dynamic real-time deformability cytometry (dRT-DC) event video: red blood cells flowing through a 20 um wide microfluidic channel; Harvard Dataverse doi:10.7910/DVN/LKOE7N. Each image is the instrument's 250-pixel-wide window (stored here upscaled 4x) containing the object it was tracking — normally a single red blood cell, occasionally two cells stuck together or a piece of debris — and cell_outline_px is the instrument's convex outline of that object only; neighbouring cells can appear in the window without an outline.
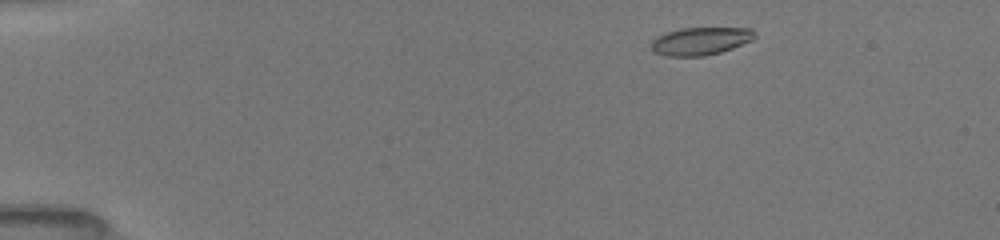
{"species": "common noctule bat (a hibernating species)", "species_latin": "Nyctalus noctula", "temperature_condition": "room temperature", "stored_images_in_passage": 24, "camera_frame_rate_fps": 3000, "um_per_image_px": 0.085, "animal": {"sex": "female", "body_mass_g": 19.5, "forearm_length_mm": 54.1}, "frame": {"image": 1, "passage_image": 3, "time_ms": 0.667, "image_size_px": [1000, 240], "cell_outline_px": [[756, 36], [752, 40], [732, 48], [720, 52], [704, 56], [664, 56], [656, 52], [652, 48], [652, 40], [656, 36], [680, 28], [752, 28], [756, 32]], "centroid_in_image_um": [59.56, 3.48], "position_along_channel_um": 25.4, "area_um2": 16.7}}
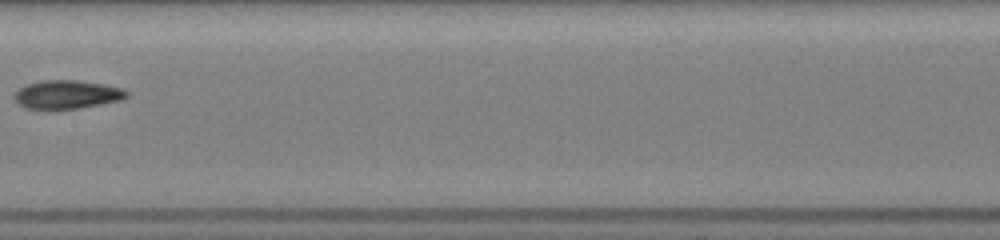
{"frame": {"image": 2, "passage_image": 15, "time_ms": 7.333, "image_size_px": [1000, 240], "cell_outline_px": [[128, 96], [120, 100], [80, 108], [24, 108], [12, 96], [24, 84], [40, 80], [76, 80], [124, 88], [128, 92]], "centroid_in_image_um": [5.68, 8.01], "position_along_channel_um": 201.7, "area_um2": 18.44}}
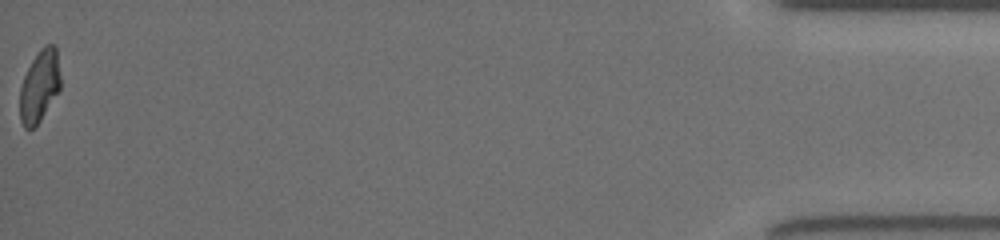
{"frame": {"image": 3, "passage_image": 24, "time_ms": 15.333, "image_size_px": [1000, 240], "cell_outline_px": [[60, 88], [40, 120], [32, 128], [24, 128], [20, 120], [20, 88], [24, 76], [32, 60], [40, 48], [44, 44], [52, 44], [56, 48], [60, 76]], "centroid_in_image_um": [3.35, 7.29], "position_along_channel_um": 431.9, "area_um2": 16.76}, "authors_computed_cell_mechanics": {"area_um2": 17.629, "velocity_mm_per_s": 3.9891, "shape_relaxation_time_tau1_ms": 7.4226, "shape_relaxation_time_tau2_ms": 3.0224, "deformation_change_tau1": 0.2118, "deformation_change_tau2": 0.1038}}